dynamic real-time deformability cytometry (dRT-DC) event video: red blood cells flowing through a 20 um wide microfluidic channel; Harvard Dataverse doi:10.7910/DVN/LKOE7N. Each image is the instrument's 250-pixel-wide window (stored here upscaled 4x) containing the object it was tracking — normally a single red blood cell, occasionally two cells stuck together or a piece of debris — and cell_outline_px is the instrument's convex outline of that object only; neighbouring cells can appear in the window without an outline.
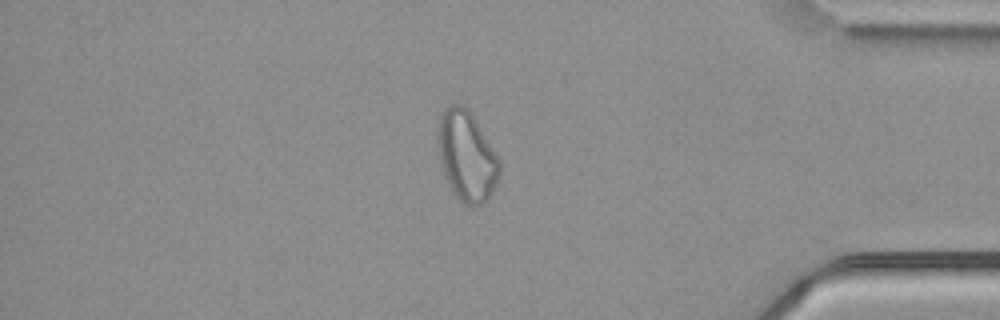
{"species": "common noctule bat (a hibernating species)", "species_latin": "Nyctalus noctula", "temperature_condition": "cold", "stored_images_in_passage": 54, "camera_frame_rate_fps": 3000, "um_per_image_px": 0.085, "animal": {"sex": "male", "body_mass_g": 21.5, "forearm_length_mm": 52.0}, "frame": {"image": 1, "passage_image": 46, "time_ms": 15.0, "image_size_px": [1000, 320], "cell_outline_px": [[500, 176], [492, 192], [484, 204], [472, 208], [464, 204], [452, 192], [444, 176], [440, 164], [436, 132], [440, 112], [444, 108], [452, 104], [464, 104], [472, 112], [500, 160]], "centroid_in_image_um": [39.65, 13.25], "position_along_channel_um": 395.6, "area_um2": 33.23}}